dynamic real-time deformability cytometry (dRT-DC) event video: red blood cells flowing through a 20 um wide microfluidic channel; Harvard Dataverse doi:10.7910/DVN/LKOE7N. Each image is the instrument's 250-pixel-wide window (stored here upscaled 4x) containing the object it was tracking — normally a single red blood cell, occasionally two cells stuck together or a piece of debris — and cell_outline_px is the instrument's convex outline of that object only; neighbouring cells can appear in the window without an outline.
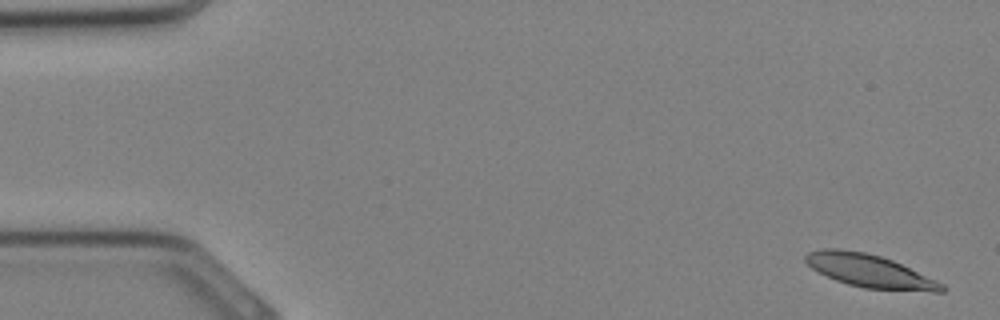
{"species": "Egyptian fruit bat (a non-hibernating species)", "species_latin": "Rousettus aegyptiacus", "temperature_condition": "cold", "stored_images_in_passage": 12, "camera_frame_rate_fps": 3000, "um_per_image_px": 0.085, "animal": {"sex": "female"}, "frame": {"image": 1, "passage_image": 1, "time_ms": 0.0, "image_size_px": [1000, 320], "cell_outline_px": [[948, 288], [944, 292], [932, 292], [864, 288], [848, 284], [836, 280], [812, 268], [804, 260], [804, 256], [808, 252], [824, 248], [836, 248], [864, 252], [880, 256], [892, 260], [936, 280], [944, 284]], "centroid_in_image_um": [73.95, 23.04], "position_along_channel_um": 11.1, "area_um2": 26.01}}
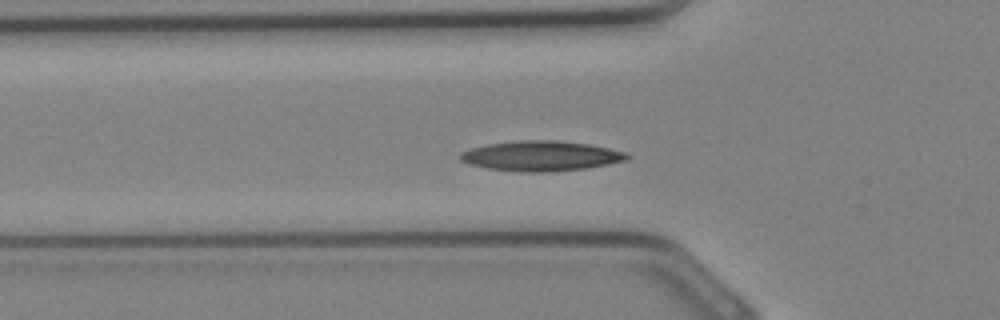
{"frame": {"image": 2, "passage_image": 11, "time_ms": 3.333, "image_size_px": [1000, 320], "cell_outline_px": [[632, 156], [628, 160], [608, 164], [584, 168], [552, 172], [520, 172], [488, 168], [468, 164], [460, 160], [460, 152], [472, 148], [488, 144], [520, 140], [556, 140], [588, 144], [628, 152]], "centroid_in_image_um": [46.01, 13.26], "position_along_channel_um": 79.8, "area_um2": 29.3}}